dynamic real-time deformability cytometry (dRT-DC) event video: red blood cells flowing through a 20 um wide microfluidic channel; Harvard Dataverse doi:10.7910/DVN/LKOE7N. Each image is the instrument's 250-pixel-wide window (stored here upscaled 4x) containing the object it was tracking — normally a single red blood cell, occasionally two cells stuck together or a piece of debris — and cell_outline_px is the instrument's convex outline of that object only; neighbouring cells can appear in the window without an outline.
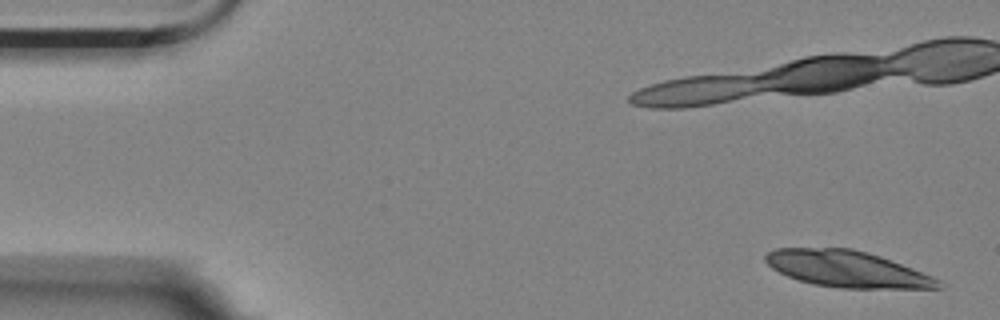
{"species": "Egyptian fruit bat (a non-hibernating species)", "species_latin": "Rousettus aegyptiacus", "temperature_condition": "room temperature", "stored_images_in_passage": 15, "camera_frame_rate_fps": 3000, "um_per_image_px": 0.085, "animal": {"sex": "female"}, "frame": {"image": 1, "passage_image": 1, "time_ms": 0.0, "image_size_px": [1000, 320], "cell_outline_px": [[944, 288], [840, 288], [812, 284], [788, 276], [772, 268], [764, 260], [764, 256], [768, 252], [776, 248], [852, 248], [868, 252], [880, 256], [912, 268], [932, 276], [940, 280]], "centroid_in_image_um": [72.0, 22.86], "position_along_channel_um": 13.0, "area_um2": 36.47}}